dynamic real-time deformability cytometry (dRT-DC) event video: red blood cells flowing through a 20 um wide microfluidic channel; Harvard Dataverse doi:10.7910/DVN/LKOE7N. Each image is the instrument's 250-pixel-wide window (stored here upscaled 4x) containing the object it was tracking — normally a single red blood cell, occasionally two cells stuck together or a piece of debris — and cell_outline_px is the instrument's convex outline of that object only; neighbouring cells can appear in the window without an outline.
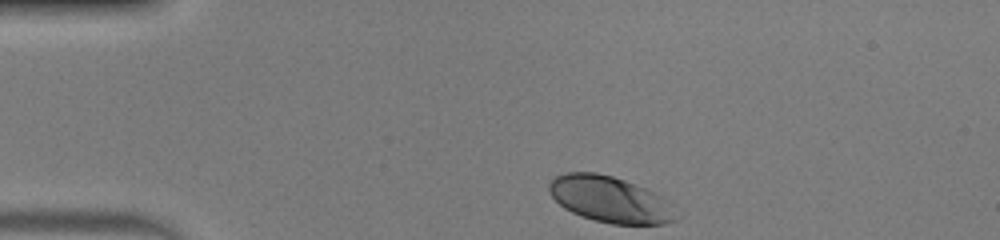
{"species": "human", "species_latin": "Homo sapiens", "temperature_condition": "warm", "stored_images_in_passage": 34, "camera_frame_rate_fps": 3000, "um_per_image_px": 0.085, "donor": {"sex": "male"}, "frame": {"image": 1, "passage_image": 1, "time_ms": 0.0, "image_size_px": [1000, 240], "cell_outline_px": [[684, 216], [668, 224], [612, 224], [580, 216], [564, 208], [548, 192], [548, 184], [556, 176], [564, 172], [596, 172], [612, 176], [624, 180], [644, 188], [668, 200]], "centroid_in_image_um": [51.92, 16.97], "position_along_channel_um": 33.1, "area_um2": 34.51}}
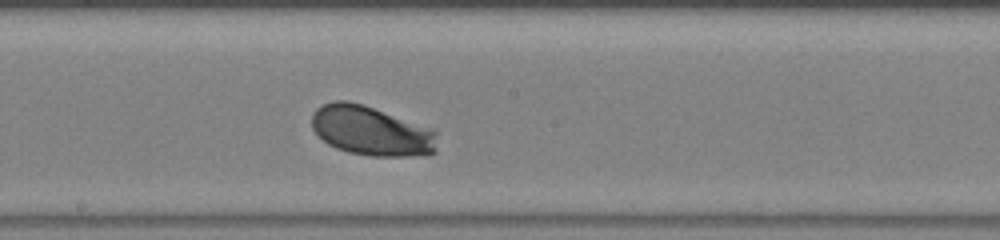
{"frame": {"image": 2, "passage_image": 19, "time_ms": 6.0, "image_size_px": [1000, 240], "cell_outline_px": [[436, 152], [408, 156], [368, 156], [348, 152], [336, 148], [328, 144], [312, 128], [312, 112], [316, 108], [332, 100], [348, 100], [364, 104], [436, 128]], "centroid_in_image_um": [31.57, 11.1], "position_along_channel_um": 216.6, "area_um2": 36.76}}
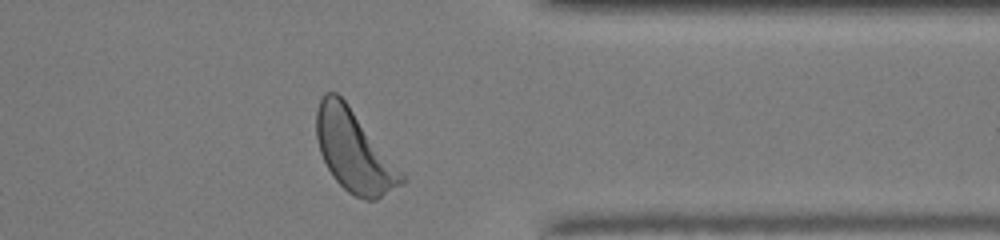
{"frame": {"image": 3, "passage_image": 32, "time_ms": 10.333, "image_size_px": [1000, 240], "cell_outline_px": [[408, 180], [404, 184], [376, 200], [364, 200], [348, 192], [332, 176], [320, 152], [316, 140], [316, 108], [324, 92], [336, 92], [348, 104]], "centroid_in_image_um": [30.07, 12.86], "position_along_channel_um": 381.3, "area_um2": 40.0}, "authors_computed_cell_mechanics": {"area_um2": 35.4892, "velocity_mm_per_s": 3.9951, "shape_relaxation_time_tau1_ms": 1.7204, "shape_relaxation_time_tau2_ms": null, "deformation_change_tau1": 0.1267, "deformation_change_tau2": null}}